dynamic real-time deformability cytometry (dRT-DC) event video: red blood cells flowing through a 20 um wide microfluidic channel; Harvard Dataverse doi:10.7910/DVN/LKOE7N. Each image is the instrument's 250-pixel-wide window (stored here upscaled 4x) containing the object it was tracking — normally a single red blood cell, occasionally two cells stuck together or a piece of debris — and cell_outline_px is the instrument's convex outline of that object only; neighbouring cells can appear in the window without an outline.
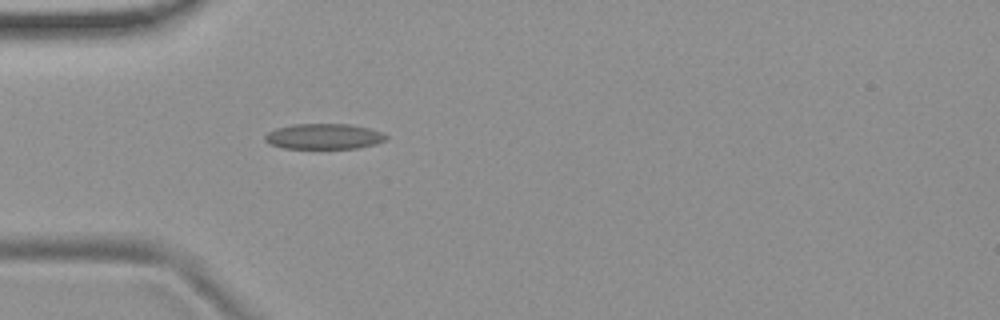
{"species": "common noctule bat (a hibernating species)", "species_latin": "Nyctalus noctula", "temperature_condition": "room temperature", "stored_images_in_passage": 2, "camera_frame_rate_fps": 3000, "um_per_image_px": 0.085, "animal": {"sex": "female", "body_mass_g": 19.9}, "frame": {"image": 1, "passage_image": 2, "time_ms": 1.333, "image_size_px": [1000, 320], "cell_outline_px": [[388, 140], [376, 144], [356, 148], [284, 148], [268, 144], [264, 140], [264, 136], [268, 132], [276, 128], [292, 124], [348, 124], [368, 128], [380, 132], [388, 136]], "centroid_in_image_um": [27.51, 11.6], "position_along_channel_um": 57.5, "area_um2": 18.03}}